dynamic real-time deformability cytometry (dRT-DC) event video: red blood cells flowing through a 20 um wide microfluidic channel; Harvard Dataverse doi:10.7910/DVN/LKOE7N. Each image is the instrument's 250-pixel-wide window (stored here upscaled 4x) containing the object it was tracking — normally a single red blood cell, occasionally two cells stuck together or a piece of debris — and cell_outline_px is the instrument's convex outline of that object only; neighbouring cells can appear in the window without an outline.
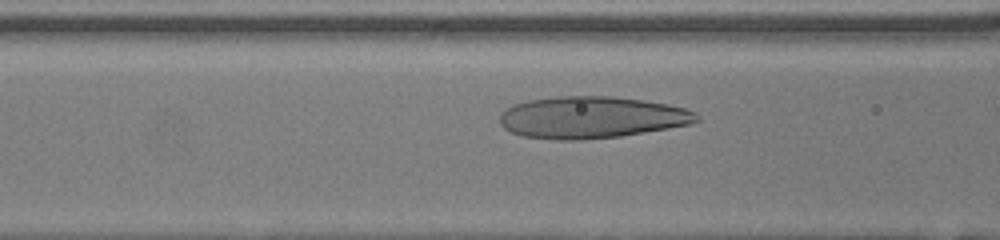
{"species": "human", "species_latin": "Homo sapiens", "temperature_condition": "room temperature", "stored_images_in_passage": 12, "camera_frame_rate_fps": 3000, "um_per_image_px": 0.085, "donor": {"sex": "female"}, "frame": {"image": 1, "passage_image": 10, "time_ms": 3.0, "image_size_px": [1000, 240], "cell_outline_px": [[700, 120], [692, 124], [620, 136], [580, 140], [552, 140], [524, 136], [512, 132], [504, 128], [500, 124], [500, 112], [512, 104], [528, 100], [560, 96], [612, 96], [668, 104], [684, 108], [696, 112]], "centroid_in_image_um": [50.26, 9.98], "position_along_channel_um": 116.3, "area_um2": 48.09}}